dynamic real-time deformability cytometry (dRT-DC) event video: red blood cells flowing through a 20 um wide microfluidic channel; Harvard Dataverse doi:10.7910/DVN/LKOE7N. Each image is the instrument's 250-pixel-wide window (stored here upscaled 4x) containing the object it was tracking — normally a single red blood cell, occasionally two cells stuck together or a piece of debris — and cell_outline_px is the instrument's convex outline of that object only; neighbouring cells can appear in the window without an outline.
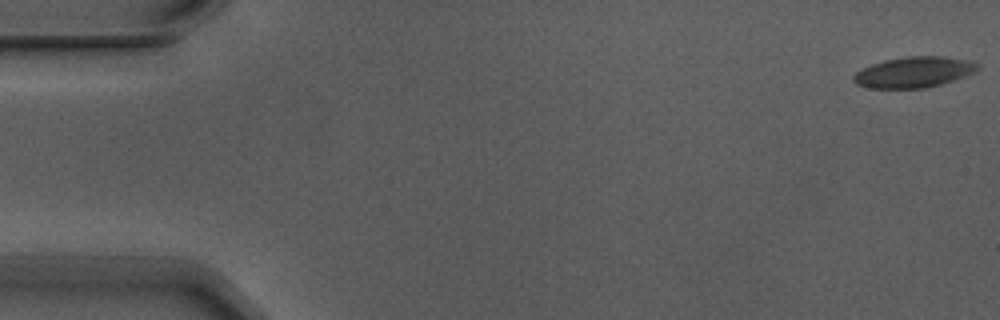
{"species": "Egyptian fruit bat (a non-hibernating species)", "species_latin": "Rousettus aegyptiacus", "temperature_condition": "warm", "stored_images_in_passage": 6, "camera_frame_rate_fps": 3000, "um_per_image_px": 0.085, "animal": {"sex": "male"}, "frame": {"image": 1, "passage_image": 1, "time_ms": 0.0, "image_size_px": [1000, 320], "cell_outline_px": [[980, 68], [964, 76], [940, 84], [924, 88], [868, 88], [856, 84], [852, 80], [852, 76], [856, 72], [872, 64], [884, 60], [908, 56], [940, 56], [980, 64]], "centroid_in_image_um": [77.6, 6.14], "position_along_channel_um": 7.4, "area_um2": 21.85}}
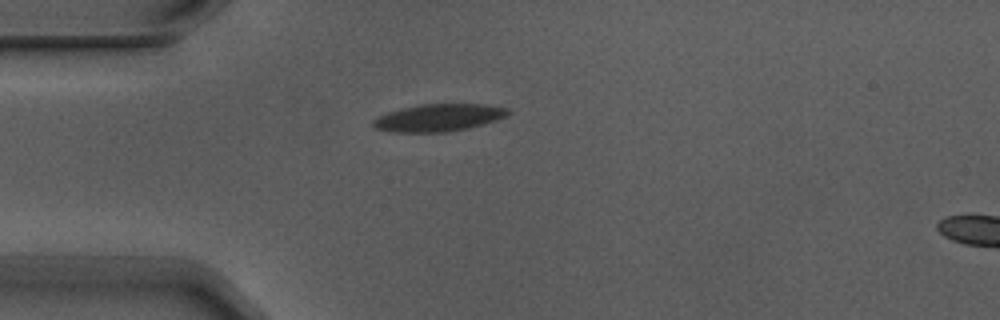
{"frame": {"image": 2, "passage_image": 5, "time_ms": 1.333, "image_size_px": [1000, 320], "cell_outline_px": [[512, 112], [508, 116], [496, 120], [468, 128], [448, 132], [392, 132], [376, 128], [372, 124], [372, 120], [388, 112], [420, 104], [484, 104], [508, 108]], "centroid_in_image_um": [37.33, 10.0], "position_along_channel_um": 47.7, "area_um2": 21.44}}